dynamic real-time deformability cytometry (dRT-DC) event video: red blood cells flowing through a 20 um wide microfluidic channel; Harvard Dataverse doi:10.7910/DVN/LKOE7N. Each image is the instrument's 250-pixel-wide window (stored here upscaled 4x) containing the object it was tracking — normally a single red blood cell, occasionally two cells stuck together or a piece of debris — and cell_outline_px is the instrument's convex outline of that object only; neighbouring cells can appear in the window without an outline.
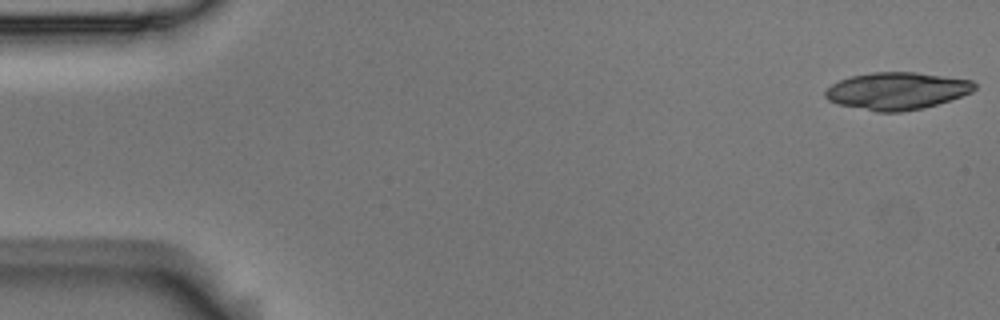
{"species": "Egyptian fruit bat (a non-hibernating species)", "species_latin": "Rousettus aegyptiacus", "temperature_condition": "room temperature", "stored_images_in_passage": 5, "camera_frame_rate_fps": 3000, "um_per_image_px": 0.085, "animal": {"sex": "male"}, "frame": {"image": 1, "passage_image": 1, "time_ms": 0.0, "image_size_px": [1000, 320], "cell_outline_px": [[976, 88], [972, 92], [924, 108], [900, 112], [876, 112], [836, 104], [828, 100], [824, 96], [824, 92], [832, 84], [840, 80], [852, 76], [872, 72], [916, 72], [972, 80], [976, 84]], "centroid_in_image_um": [76.21, 7.73], "position_along_channel_um": 8.8, "area_um2": 32.43}}